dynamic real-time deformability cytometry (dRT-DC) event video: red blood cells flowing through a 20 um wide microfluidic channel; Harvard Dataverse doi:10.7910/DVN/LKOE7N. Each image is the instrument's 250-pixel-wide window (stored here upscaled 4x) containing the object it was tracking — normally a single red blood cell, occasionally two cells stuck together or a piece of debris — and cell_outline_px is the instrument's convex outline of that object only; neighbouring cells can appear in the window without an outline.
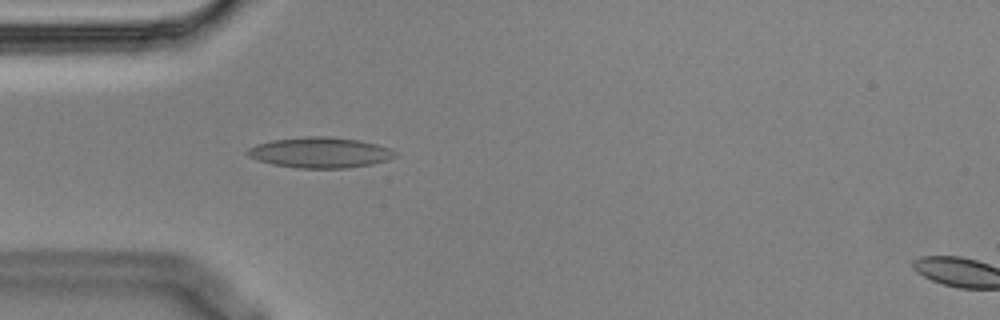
{"species": "Egyptian fruit bat (a non-hibernating species)", "species_latin": "Rousettus aegyptiacus", "temperature_condition": "cold", "stored_images_in_passage": 3, "camera_frame_rate_fps": 3000, "um_per_image_px": 0.085, "animal": {"sex": "male"}, "frame": {"image": 1, "passage_image": 2, "time_ms": 0.333, "image_size_px": [1000, 320], "cell_outline_px": [[400, 152], [396, 156], [388, 160], [372, 164], [348, 168], [296, 168], [272, 164], [248, 156], [248, 148], [256, 144], [272, 140], [308, 136], [328, 136], [360, 140], [392, 148]], "centroid_in_image_um": [27.28, 12.96], "position_along_channel_um": 57.7, "area_um2": 26.47}}